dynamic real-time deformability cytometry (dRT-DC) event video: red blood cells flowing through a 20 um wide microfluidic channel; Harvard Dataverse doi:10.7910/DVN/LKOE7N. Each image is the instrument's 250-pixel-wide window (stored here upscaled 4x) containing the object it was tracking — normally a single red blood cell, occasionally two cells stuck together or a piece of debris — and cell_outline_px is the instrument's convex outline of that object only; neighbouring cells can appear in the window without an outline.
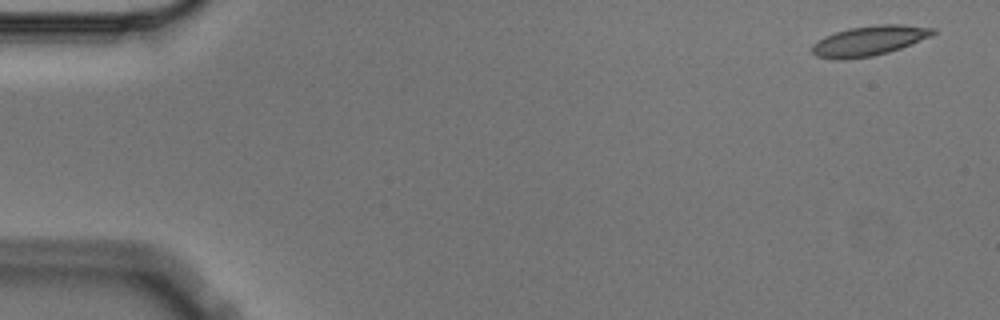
{"species": "Egyptian fruit bat (a non-hibernating species)", "species_latin": "Rousettus aegyptiacus", "temperature_condition": "cold", "stored_images_in_passage": 5, "camera_frame_rate_fps": 3000, "um_per_image_px": 0.085, "animal": {"sex": "male"}, "frame": {"image": 1, "passage_image": 1, "time_ms": 0.0, "image_size_px": [1000, 320], "cell_outline_px": [[936, 32], [932, 36], [900, 48], [888, 52], [872, 56], [844, 60], [836, 60], [816, 56], [812, 52], [812, 44], [824, 36], [848, 28], [876, 24], [904, 24], [936, 28]], "centroid_in_image_um": [73.88, 3.46], "position_along_channel_um": 11.1, "area_um2": 21.27}}